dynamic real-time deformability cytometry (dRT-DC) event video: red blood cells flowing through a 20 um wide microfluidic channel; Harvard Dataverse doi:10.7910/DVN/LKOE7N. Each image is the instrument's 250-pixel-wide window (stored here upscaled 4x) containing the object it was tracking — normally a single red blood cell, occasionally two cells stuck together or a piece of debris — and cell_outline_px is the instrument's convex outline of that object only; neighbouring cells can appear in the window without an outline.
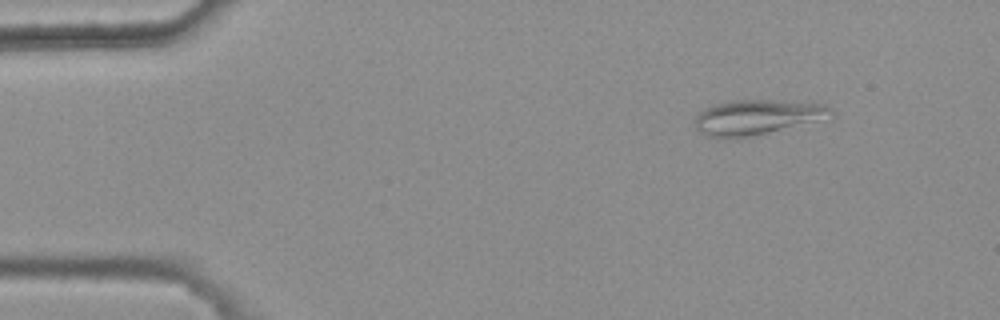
{"species": "common noctule bat (a hibernating species)", "species_latin": "Nyctalus noctula", "temperature_condition": "warm", "stored_images_in_passage": 4, "camera_frame_rate_fps": 3000, "um_per_image_px": 0.085, "animal": {"sex": "female", "body_mass_g": 25.1}, "frame": {"image": 1, "passage_image": 2, "time_ms": 0.333, "image_size_px": [1000, 320], "cell_outline_px": [[836, 116], [736, 140], [728, 140], [708, 136], [700, 132], [696, 128], [696, 116], [700, 112], [712, 104], [728, 100], [772, 100], [824, 104]], "centroid_in_image_um": [64.29, 9.98], "position_along_channel_um": 20.7, "area_um2": 27.92}}